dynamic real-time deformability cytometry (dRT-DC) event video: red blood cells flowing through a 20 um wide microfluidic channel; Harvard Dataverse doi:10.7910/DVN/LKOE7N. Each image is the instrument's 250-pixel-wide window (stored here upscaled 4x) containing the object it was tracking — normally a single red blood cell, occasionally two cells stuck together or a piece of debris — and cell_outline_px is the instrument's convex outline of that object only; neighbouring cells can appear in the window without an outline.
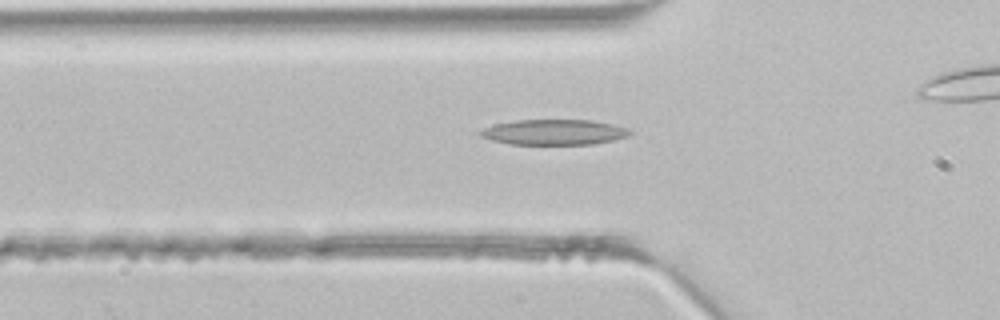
{"species": "common noctule bat (a hibernating species)", "species_latin": "Nyctalus noctula", "temperature_condition": "room temperature", "stored_images_in_passage": 28, "camera_frame_rate_fps": 3000, "um_per_image_px": 0.085, "animal": {"sex": "male", "body_mass_g": 21.5, "forearm_length_mm": 52.0}, "frame": {"image": 1, "passage_image": 8, "time_ms": 2.333, "image_size_px": [1000, 320], "cell_outline_px": [[636, 132], [628, 136], [612, 140], [592, 144], [508, 144], [492, 140], [480, 136], [480, 132], [484, 128], [496, 124], [516, 120], [592, 120], [612, 124], [628, 128]], "centroid_in_image_um": [47.14, 11.23], "position_along_channel_um": 78.7, "area_um2": 22.08}}
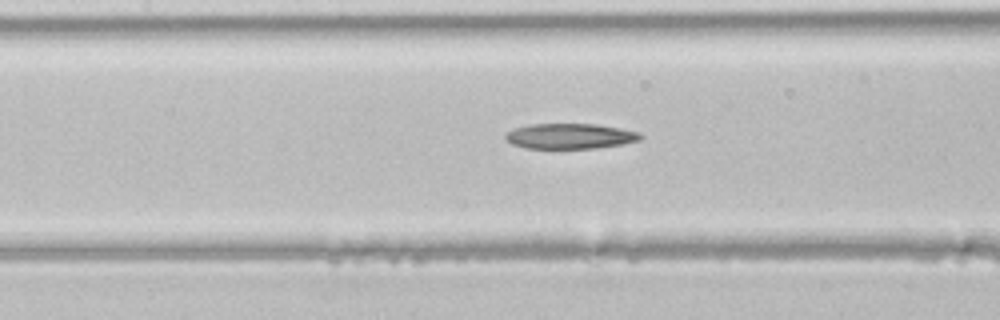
{"frame": {"image": 2, "passage_image": 13, "time_ms": 4.0, "image_size_px": [1000, 320], "cell_outline_px": [[644, 136], [640, 140], [624, 144], [596, 148], [524, 148], [512, 144], [504, 140], [504, 136], [512, 128], [532, 124], [600, 124], [640, 132]], "centroid_in_image_um": [48.46, 11.57], "position_along_channel_um": 158.9, "area_um2": 20.17}}
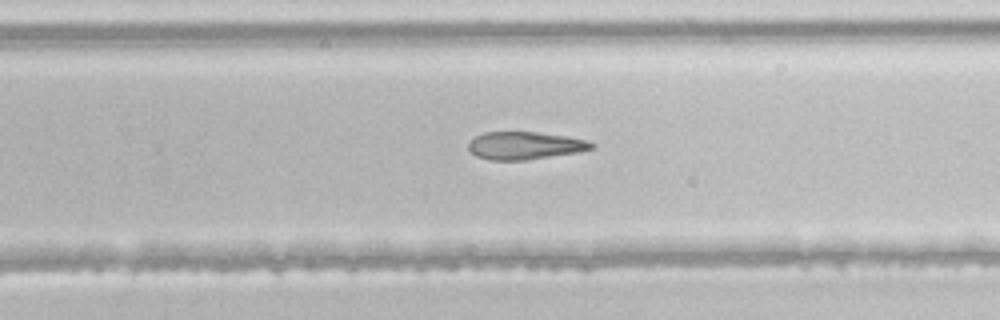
{"frame": {"image": 3, "passage_image": 21, "time_ms": 6.667, "image_size_px": [1000, 320], "cell_outline_px": [[596, 148], [580, 152], [528, 160], [492, 160], [476, 156], [468, 148], [468, 144], [476, 136], [484, 132], [536, 132], [568, 136], [588, 140], [596, 144]], "centroid_in_image_um": [44.69, 12.37], "position_along_channel_um": 285.1, "area_um2": 20.06}}